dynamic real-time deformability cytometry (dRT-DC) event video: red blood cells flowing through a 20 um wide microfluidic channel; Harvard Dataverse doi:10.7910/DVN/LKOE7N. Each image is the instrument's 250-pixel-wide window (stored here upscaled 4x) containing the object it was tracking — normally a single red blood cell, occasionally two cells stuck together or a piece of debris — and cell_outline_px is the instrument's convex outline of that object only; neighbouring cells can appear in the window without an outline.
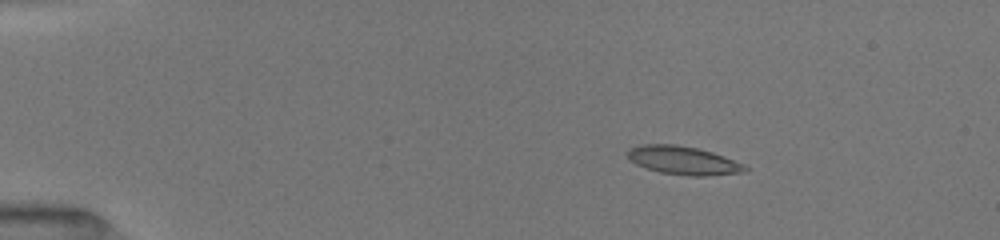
{"species": "common noctule bat (a hibernating species)", "species_latin": "Nyctalus noctula", "temperature_condition": "room temperature", "stored_images_in_passage": 30, "camera_frame_rate_fps": 3000, "um_per_image_px": 0.085, "animal": {"sex": "female", "body_mass_g": 19.5, "forearm_length_mm": 54.1}, "frame": {"image": 1, "passage_image": 16, "time_ms": 2.667, "image_size_px": [1000, 240], "cell_outline_px": [[748, 172], [708, 176], [688, 176], [660, 172], [636, 164], [628, 156], [628, 152], [632, 148], [644, 144], [676, 144], [696, 148], [712, 152], [724, 156], [744, 164], [748, 168]], "centroid_in_image_um": [58.16, 13.65], "position_along_channel_um": 26.8, "area_um2": 19.31}}